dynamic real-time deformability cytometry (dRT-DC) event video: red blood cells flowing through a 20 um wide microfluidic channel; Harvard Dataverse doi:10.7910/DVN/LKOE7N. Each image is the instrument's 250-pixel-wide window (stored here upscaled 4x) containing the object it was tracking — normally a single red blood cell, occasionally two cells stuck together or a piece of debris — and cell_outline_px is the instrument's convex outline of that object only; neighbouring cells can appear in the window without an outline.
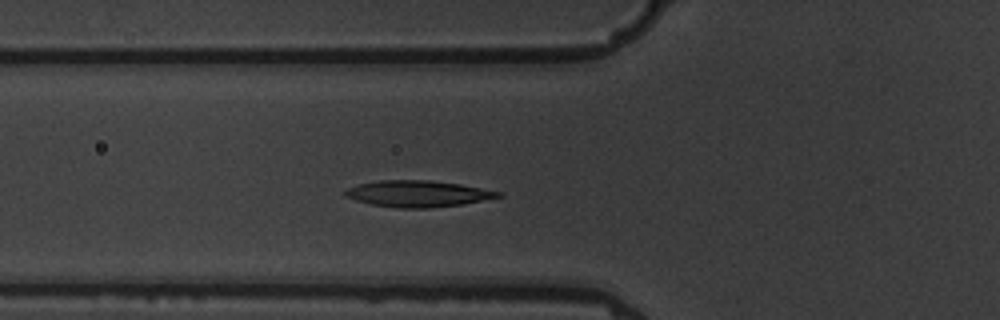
{"species": "common noctule bat (a hibernating species)", "species_latin": "Nyctalus noctula", "temperature_condition": "warm", "stored_images_in_passage": 5, "camera_frame_rate_fps": 3000, "um_per_image_px": 0.085, "animal": {"sex": "male", "body_mass_g": 19.5, "forearm_length_mm": 54.6}, "frame": {"image": 1, "passage_image": 5, "time_ms": 4.667, "image_size_px": [1000, 320], "cell_outline_px": [[504, 196], [460, 204], [428, 208], [400, 208], [372, 204], [356, 200], [344, 196], [344, 192], [348, 188], [360, 184], [380, 180], [428, 180], [460, 184], [504, 192]], "centroid_in_image_um": [35.54, 16.46], "position_along_channel_um": 90.3, "area_um2": 23.29}}